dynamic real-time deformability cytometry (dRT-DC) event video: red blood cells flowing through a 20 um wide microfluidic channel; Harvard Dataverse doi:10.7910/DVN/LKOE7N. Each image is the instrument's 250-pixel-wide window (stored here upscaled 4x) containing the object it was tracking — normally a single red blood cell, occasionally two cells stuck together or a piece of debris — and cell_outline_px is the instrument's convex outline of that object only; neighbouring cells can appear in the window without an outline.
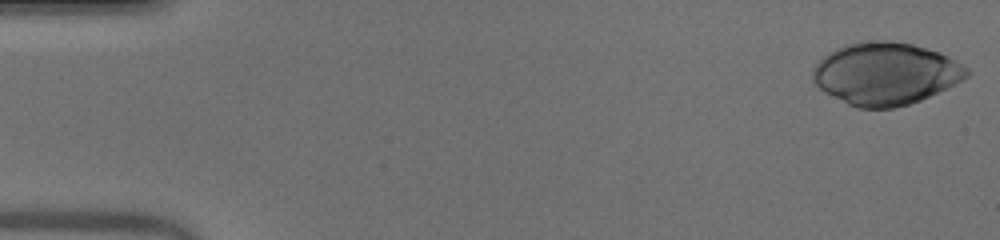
{"species": "human", "species_latin": "Homo sapiens", "temperature_condition": "warm", "stored_images_in_passage": 26, "camera_frame_rate_fps": 3000, "um_per_image_px": 0.085, "donor": {"sex": "male"}, "frame": {"image": 1, "passage_image": 1, "time_ms": 0.0, "image_size_px": [1000, 240], "cell_outline_px": [[972, 72], [968, 76], [920, 100], [896, 108], [860, 108], [848, 104], [824, 92], [812, 80], [812, 68], [828, 52], [844, 44], [860, 40], [892, 40], [912, 44], [940, 52], [968, 68]], "centroid_in_image_um": [75.23, 6.23], "position_along_channel_um": 9.8, "area_um2": 55.89}}
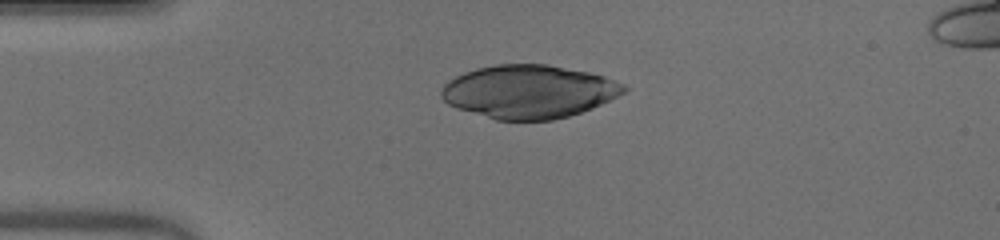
{"frame": {"image": 2, "passage_image": 12, "time_ms": 3.667, "image_size_px": [1000, 240], "cell_outline_px": [[628, 88], [624, 92], [592, 108], [568, 116], [552, 120], [496, 120], [456, 108], [448, 104], [440, 96], [440, 88], [448, 80], [464, 72], [476, 68], [496, 64], [548, 64], [588, 72], [604, 76], [624, 84]], "centroid_in_image_um": [44.9, 7.78], "position_along_channel_um": 40.1, "area_um2": 56.64}}
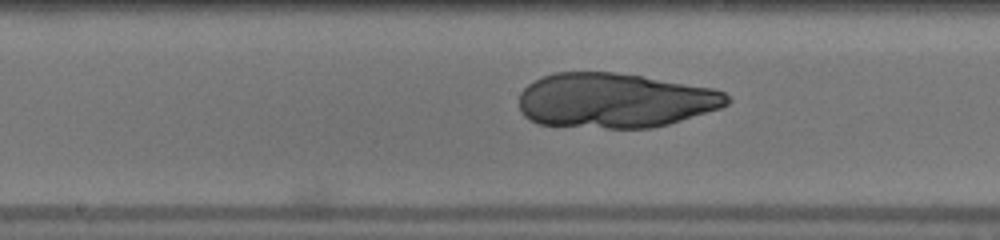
{"frame": {"image": 3, "passage_image": 26, "time_ms": 8.333, "image_size_px": [1000, 240], "cell_outline_px": [[732, 100], [728, 104], [720, 108], [668, 124], [652, 128], [608, 128], [540, 124], [524, 116], [520, 112], [520, 92], [528, 84], [544, 76], [556, 72], [612, 72], [640, 76], [712, 88], [724, 92]], "centroid_in_image_um": [52.25, 8.54], "position_along_channel_um": 195.9, "area_um2": 66.12}}